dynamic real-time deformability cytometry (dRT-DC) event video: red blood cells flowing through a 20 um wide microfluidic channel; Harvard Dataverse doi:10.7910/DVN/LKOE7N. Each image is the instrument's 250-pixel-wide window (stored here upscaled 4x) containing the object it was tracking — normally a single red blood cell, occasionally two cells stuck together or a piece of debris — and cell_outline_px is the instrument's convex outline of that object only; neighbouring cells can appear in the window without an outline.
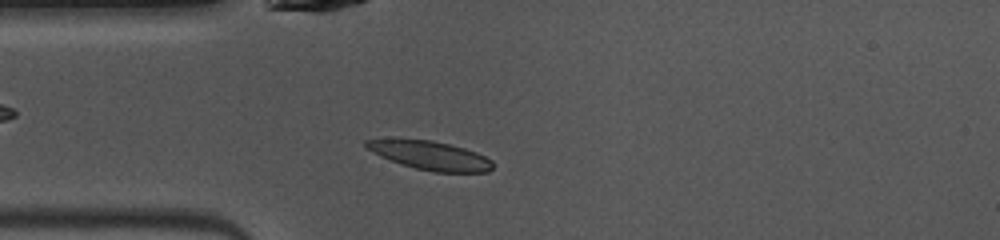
{"species": "common noctule bat (a hibernating species)", "species_latin": "Nyctalus noctula", "temperature_condition": "warm", "stored_images_in_passage": 43, "camera_frame_rate_fps": 3000, "um_per_image_px": 0.085, "animal": {"sex": "female", "body_mass_g": 10.0, "forearm_length_mm": 53.1}, "frame": {"image": 1, "passage_image": 7, "time_ms": 2.0, "image_size_px": [1000, 240], "cell_outline_px": [[492, 168], [488, 172], [436, 172], [416, 168], [400, 164], [380, 156], [368, 148], [364, 144], [364, 140], [396, 136], [432, 140], [464, 148], [476, 152], [492, 160]], "centroid_in_image_um": [36.48, 13.17], "position_along_channel_um": 48.5, "area_um2": 21.68}}
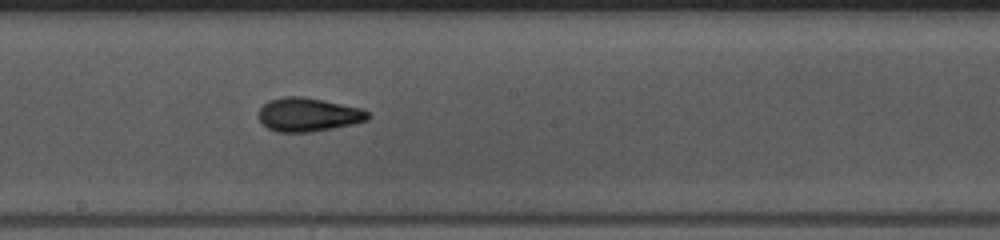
{"frame": {"image": 2, "passage_image": 20, "time_ms": 6.333, "image_size_px": [1000, 240], "cell_outline_px": [[368, 120], [352, 124], [312, 132], [276, 132], [268, 128], [260, 120], [260, 108], [268, 100], [284, 96], [300, 96], [360, 108], [368, 112]], "centroid_in_image_um": [26.17, 9.75], "position_along_channel_um": 222.0, "area_um2": 21.1}}
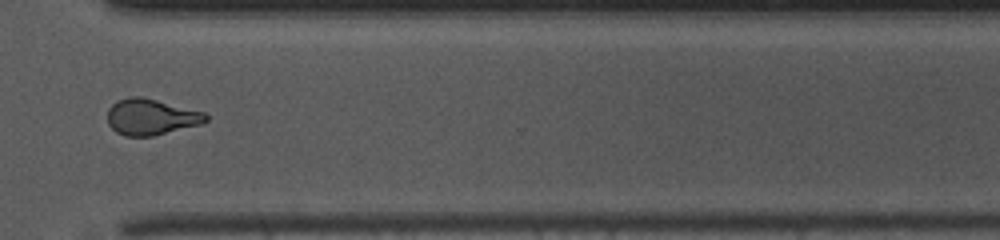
{"frame": {"image": 3, "passage_image": 30, "time_ms": 9.667, "image_size_px": [1000, 240], "cell_outline_px": [[208, 120], [200, 124], [152, 136], [124, 136], [116, 132], [108, 124], [108, 108], [116, 100], [128, 96], [140, 96], [204, 112], [208, 116]], "centroid_in_image_um": [12.8, 9.93], "position_along_channel_um": 357.8, "area_um2": 20.58}, "authors_computed_cell_mechanics": {"area_um2": 20.808, "velocity_mm_per_s": 4.0884, "shape_relaxation_time_tau1_ms": 7.5053, "shape_relaxation_time_tau2_ms": 2.5414, "deformation_change_tau1": 0.2391, "deformation_change_tau2": 0.0811}}